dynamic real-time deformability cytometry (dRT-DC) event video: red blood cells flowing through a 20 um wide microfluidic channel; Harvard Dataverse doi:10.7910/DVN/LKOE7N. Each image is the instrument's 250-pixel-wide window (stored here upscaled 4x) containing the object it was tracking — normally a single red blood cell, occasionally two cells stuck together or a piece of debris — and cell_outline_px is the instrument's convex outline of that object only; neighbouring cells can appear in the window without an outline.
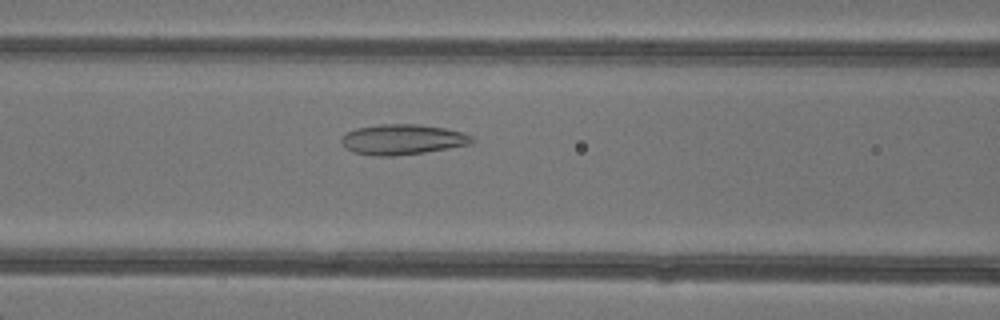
{"species": "common noctule bat (a hibernating species)", "species_latin": "Nyctalus noctula", "temperature_condition": "warm", "stored_images_in_passage": 6, "camera_frame_rate_fps": 3000, "um_per_image_px": 0.085, "animal": {"sex": "female"}, "frame": {"image": 1, "passage_image": 5, "time_ms": 5.333, "image_size_px": [1000, 320], "cell_outline_px": [[476, 140], [472, 144], [424, 152], [392, 156], [372, 156], [352, 152], [344, 148], [340, 140], [340, 136], [356, 128], [380, 124], [420, 124], [444, 128], [464, 132], [472, 136]], "centroid_in_image_um": [34.19, 11.85], "position_along_channel_um": 132.4, "area_um2": 23.35}}